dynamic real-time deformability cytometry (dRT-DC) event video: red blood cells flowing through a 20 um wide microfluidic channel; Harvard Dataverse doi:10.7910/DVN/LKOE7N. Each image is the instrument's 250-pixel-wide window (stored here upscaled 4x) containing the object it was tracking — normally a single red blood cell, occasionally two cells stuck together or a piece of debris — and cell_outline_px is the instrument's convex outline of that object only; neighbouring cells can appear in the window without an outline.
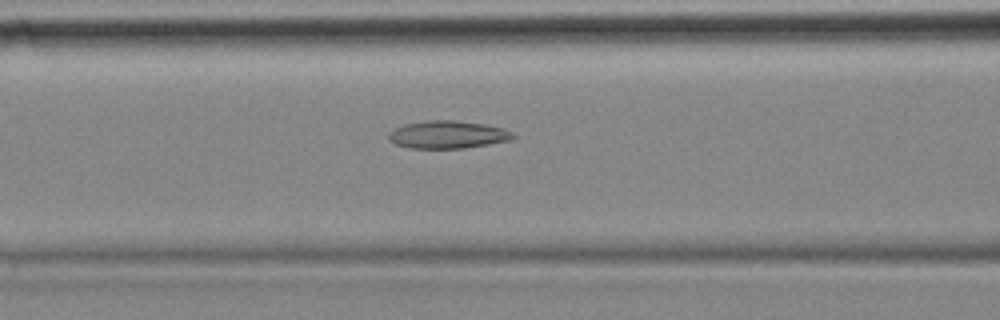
{"species": "common noctule bat (a hibernating species)", "species_latin": "Nyctalus noctula", "temperature_condition": "cold", "stored_images_in_passage": 7, "segment_of_instrument_passage": [2, 2], "camera_frame_rate_fps": 3000, "um_per_image_px": 0.085, "animal": {"sex": "female", "body_mass_g": 18.4}, "frame": {"image": 1, "passage_image": 7, "time_ms": 2.0, "image_size_px": [1000, 320], "cell_outline_px": [[516, 136], [512, 140], [464, 148], [408, 148], [396, 144], [388, 140], [388, 132], [404, 124], [428, 120], [452, 120], [484, 124], [504, 128], [512, 132]], "centroid_in_image_um": [38.05, 11.44], "position_along_channel_um": 128.5, "area_um2": 20.11}}